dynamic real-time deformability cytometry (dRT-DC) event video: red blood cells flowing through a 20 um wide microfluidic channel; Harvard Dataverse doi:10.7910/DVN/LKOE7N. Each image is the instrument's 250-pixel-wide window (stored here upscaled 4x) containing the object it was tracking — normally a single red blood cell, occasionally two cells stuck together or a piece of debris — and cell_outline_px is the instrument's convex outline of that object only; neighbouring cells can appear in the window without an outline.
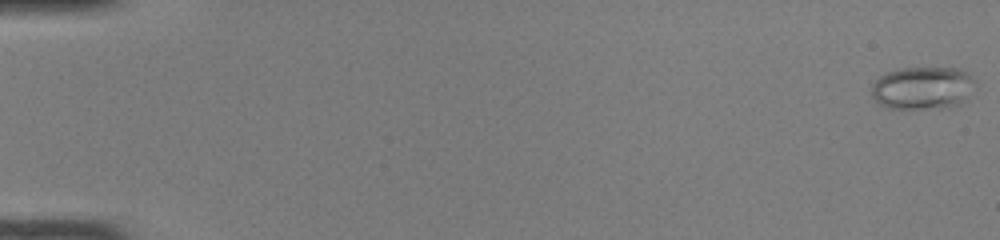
{"species": "common noctule bat (a hibernating species)", "species_latin": "Nyctalus noctula", "temperature_condition": "room temperature", "stored_images_in_passage": 50, "camera_frame_rate_fps": 3000, "um_per_image_px": 0.085, "animal": {"sex": "female", "body_mass_g": 22.0, "forearm_length_mm": 56.7}, "frame": {"image": 1, "passage_image": 1, "time_ms": 0.0, "image_size_px": [1000, 240], "cell_outline_px": [[976, 80], [968, 96], [956, 104], [940, 108], [892, 108], [880, 104], [872, 96], [872, 84], [880, 76], [888, 72], [900, 68], [956, 68], [964, 72]], "centroid_in_image_um": [78.39, 7.46], "position_along_channel_um": 6.6, "area_um2": 25.32}}
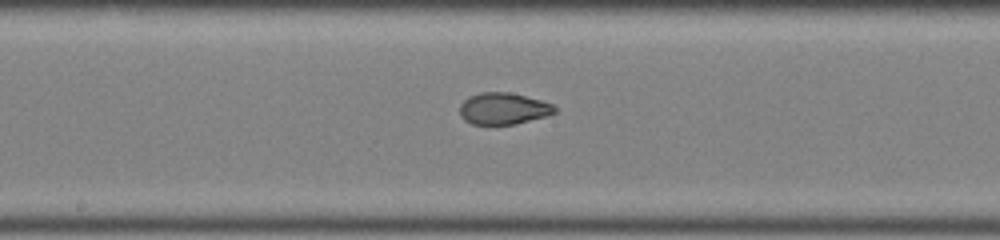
{"frame": {"image": 2, "passage_image": 28, "time_ms": 9.0, "image_size_px": [1000, 240], "cell_outline_px": [[556, 112], [548, 116], [516, 124], [472, 124], [464, 120], [460, 116], [460, 104], [468, 96], [480, 92], [508, 92], [540, 100], [552, 104], [556, 108]], "centroid_in_image_um": [42.77, 9.23], "position_along_channel_um": 205.4, "area_um2": 17.57}}
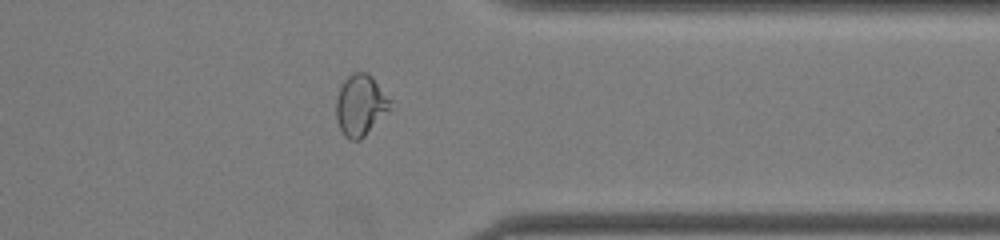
{"frame": {"image": 3, "passage_image": 41, "time_ms": 13.333, "image_size_px": [1000, 240], "cell_outline_px": [[392, 100], [388, 112], [360, 140], [352, 140], [344, 136], [336, 120], [336, 100], [340, 88], [344, 80], [352, 72], [368, 72], [372, 76]], "centroid_in_image_um": [30.64, 8.93], "position_along_channel_um": 380.8, "area_um2": 19.31}, "authors_computed_cell_mechanics": {"area_um2": 19.6231, "velocity_mm_per_s": 4.1309, "shape_relaxation_time_tau1_ms": null, "shape_relaxation_time_tau2_ms": 0.88, "deformation_change_tau1": null, "deformation_change_tau2": 0.0589}}